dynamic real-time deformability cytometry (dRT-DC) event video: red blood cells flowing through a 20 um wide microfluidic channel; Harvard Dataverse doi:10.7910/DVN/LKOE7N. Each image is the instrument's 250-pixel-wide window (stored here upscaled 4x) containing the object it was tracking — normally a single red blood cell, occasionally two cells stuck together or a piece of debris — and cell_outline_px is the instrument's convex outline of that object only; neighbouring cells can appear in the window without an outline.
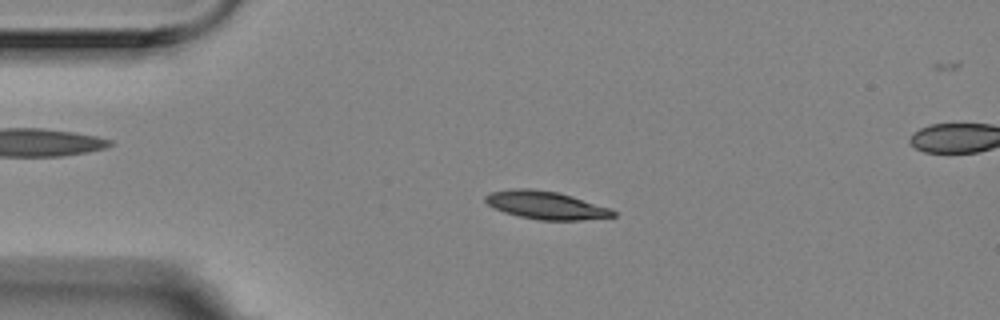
{"species": "Egyptian fruit bat (a non-hibernating species)", "species_latin": "Rousettus aegyptiacus", "temperature_condition": "room temperature", "stored_images_in_passage": 57, "segment_of_instrument_passage": [1, 2], "camera_frame_rate_fps": 3000, "um_per_image_px": 0.085, "animal": {"sex": "female"}, "frame": {"image": 1, "passage_image": 12, "time_ms": 3.667, "image_size_px": [1000, 320], "cell_outline_px": [[616, 216], [580, 220], [540, 220], [520, 216], [504, 212], [492, 208], [484, 200], [484, 196], [492, 192], [512, 188], [532, 188], [556, 192], [572, 196], [612, 208], [616, 212]], "centroid_in_image_um": [46.4, 17.43], "position_along_channel_um": 38.6, "area_um2": 20.87}}
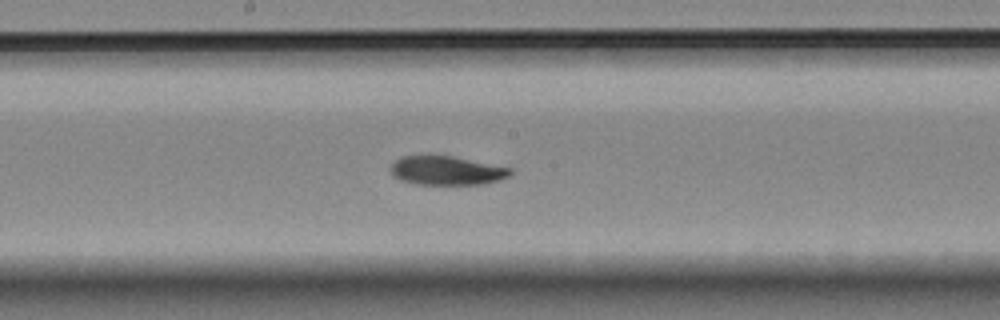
{"frame": {"image": 2, "passage_image": 29, "time_ms": 9.333, "image_size_px": [1000, 320], "cell_outline_px": [[512, 172], [508, 176], [500, 180], [480, 184], [416, 184], [400, 180], [392, 176], [388, 168], [400, 156], [424, 152], [432, 152], [512, 168]], "centroid_in_image_um": [37.85, 14.44], "position_along_channel_um": 210.3, "area_um2": 20.98}}
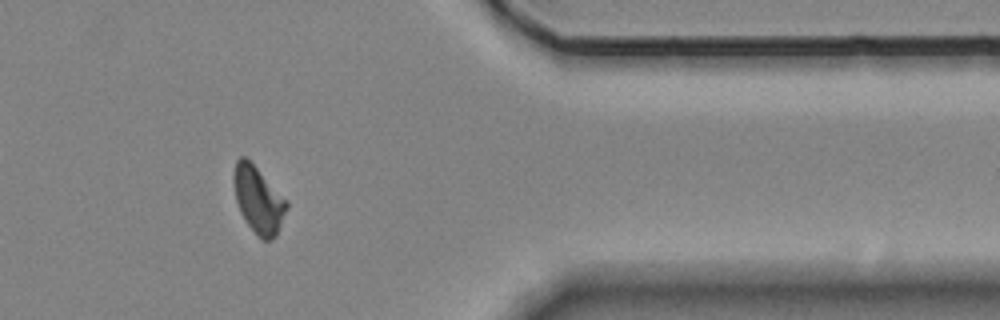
{"frame": {"image": 3, "passage_image": 46, "time_ms": 15.0, "image_size_px": [1000, 320], "cell_outline_px": [[288, 208], [276, 236], [268, 240], [260, 240], [248, 224], [240, 212], [236, 200], [232, 180], [232, 176], [236, 160], [240, 156], [244, 156], [288, 200]], "centroid_in_image_um": [21.95, 16.99], "position_along_channel_um": 389.4, "area_um2": 20.52}}